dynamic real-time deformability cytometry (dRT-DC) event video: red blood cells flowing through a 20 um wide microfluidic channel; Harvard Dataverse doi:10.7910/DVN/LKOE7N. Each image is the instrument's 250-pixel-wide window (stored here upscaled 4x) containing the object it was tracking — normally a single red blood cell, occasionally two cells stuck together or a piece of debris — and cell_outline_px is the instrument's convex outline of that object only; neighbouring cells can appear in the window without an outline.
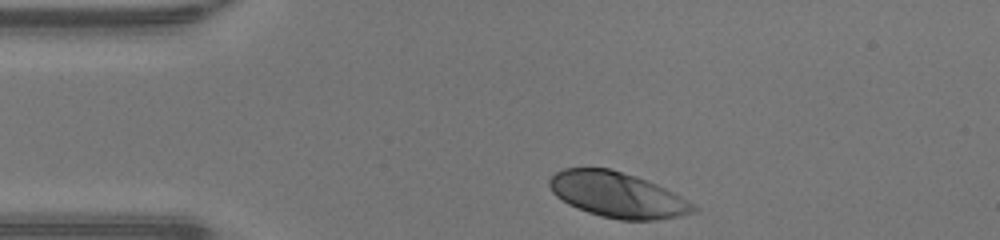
{"species": "human", "species_latin": "Homo sapiens", "temperature_condition": "warm", "stored_images_in_passage": 30, "camera_frame_rate_fps": 3000, "um_per_image_px": 0.085, "donor": {"sex": "male"}, "frame": {"image": 1, "passage_image": 1, "time_ms": 0.0, "image_size_px": [1000, 240], "cell_outline_px": [[700, 208], [692, 212], [680, 216], [656, 220], [620, 220], [600, 216], [588, 212], [568, 204], [556, 196], [552, 192], [548, 184], [548, 180], [556, 172], [564, 168], [608, 168], [636, 176], [656, 184], [688, 200]], "centroid_in_image_um": [52.47, 16.57], "position_along_channel_um": 32.5, "area_um2": 37.92}}
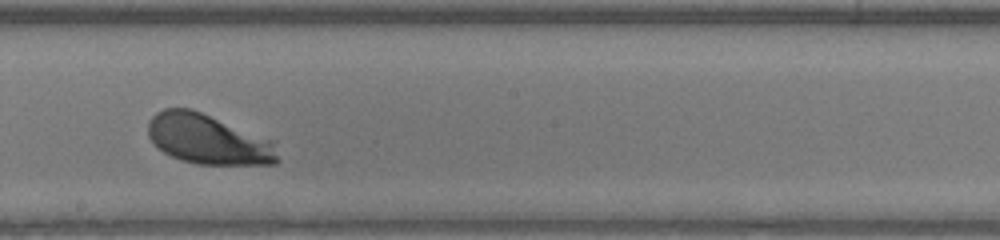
{"frame": {"image": 2, "passage_image": 18, "time_ms": 5.667, "image_size_px": [1000, 240], "cell_outline_px": [[280, 160], [276, 164], [196, 164], [180, 160], [164, 152], [148, 136], [148, 120], [156, 112], [164, 108], [192, 108], [272, 140]], "centroid_in_image_um": [17.68, 11.83], "position_along_channel_um": 230.5, "area_um2": 37.63}}
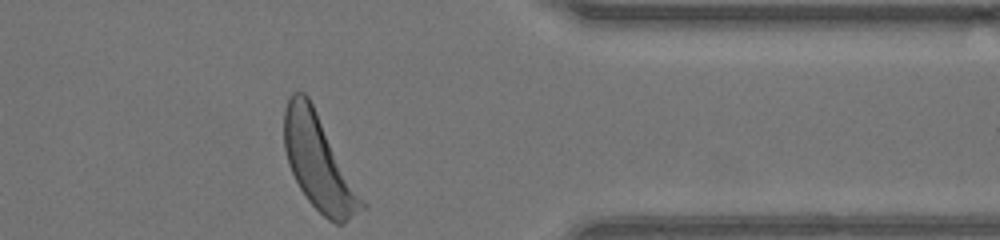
{"frame": {"image": 3, "passage_image": 30, "time_ms": 9.667, "image_size_px": [1000, 240], "cell_outline_px": [[368, 208], [344, 224], [336, 224], [328, 220], [308, 200], [300, 188], [288, 164], [284, 148], [284, 108], [292, 92], [304, 92], [308, 96], [368, 204]], "centroid_in_image_um": [27.14, 13.86], "position_along_channel_um": 384.3, "area_um2": 43.06}, "authors_computed_cell_mechanics": {"area_um2": 38.0902, "velocity_mm_per_s": 4.2646, "shape_relaxation_time_tau1_ms": 1.2044, "shape_relaxation_time_tau2_ms": null, "deformation_change_tau1": 0.1332, "deformation_change_tau2": null}}